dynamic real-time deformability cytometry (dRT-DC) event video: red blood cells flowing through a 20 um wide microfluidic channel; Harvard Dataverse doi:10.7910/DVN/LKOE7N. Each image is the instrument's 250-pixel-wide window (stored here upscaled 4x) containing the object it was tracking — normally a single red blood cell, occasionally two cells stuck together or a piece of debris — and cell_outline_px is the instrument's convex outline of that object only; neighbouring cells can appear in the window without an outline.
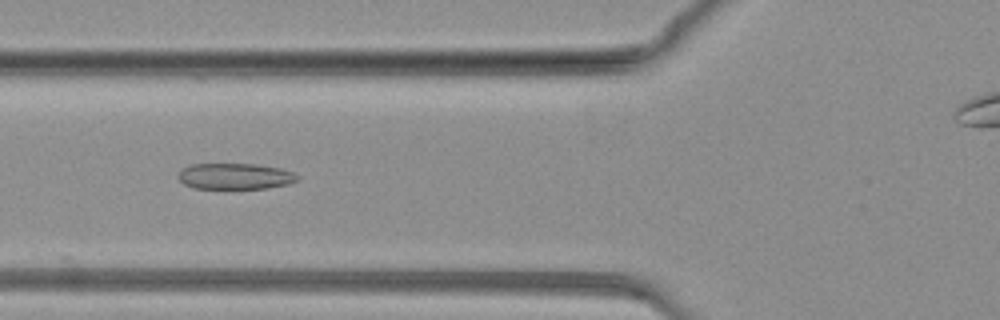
{"species": "common noctule bat (a hibernating species)", "species_latin": "Nyctalus noctula", "temperature_condition": "warm", "stored_images_in_passage": 51, "camera_frame_rate_fps": 3000, "um_per_image_px": 0.085, "animal": {"sex": "female", "body_mass_g": 19.3, "forearm_length_mm": 54.1}, "frame": {"image": 1, "passage_image": 10, "time_ms": 3.0, "image_size_px": [1000, 320], "cell_outline_px": [[300, 180], [288, 184], [268, 188], [192, 188], [184, 184], [176, 176], [184, 168], [192, 164], [252, 164], [280, 168], [292, 172], [300, 176]], "centroid_in_image_um": [20.0, 14.98], "position_along_channel_um": 105.8, "area_um2": 18.03}}
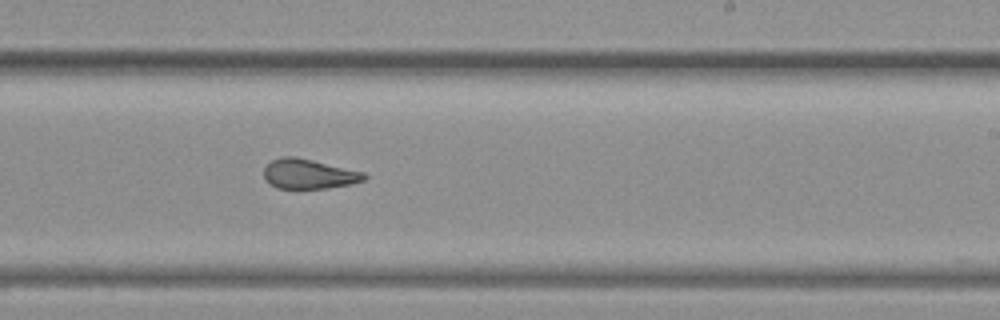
{"frame": {"image": 2, "passage_image": 28, "time_ms": 9.0, "image_size_px": [1000, 320], "cell_outline_px": [[368, 176], [364, 180], [352, 184], [328, 188], [276, 188], [268, 184], [264, 180], [264, 168], [272, 160], [284, 156], [296, 156], [364, 172]], "centroid_in_image_um": [26.24, 14.79], "position_along_channel_um": 262.8, "area_um2": 17.51}}
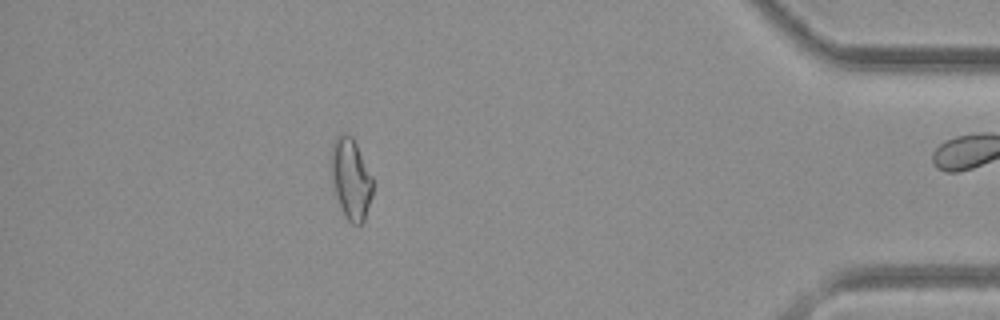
{"frame": {"image": 3, "passage_image": 50, "time_ms": 16.333, "image_size_px": [1000, 320], "cell_outline_px": [[372, 196], [364, 220], [360, 224], [352, 224], [344, 216], [340, 208], [336, 196], [332, 180], [332, 144], [336, 136], [340, 132], [344, 132], [352, 136], [372, 176]], "centroid_in_image_um": [29.82, 15.19], "position_along_channel_um": 405.4, "area_um2": 19.48}}